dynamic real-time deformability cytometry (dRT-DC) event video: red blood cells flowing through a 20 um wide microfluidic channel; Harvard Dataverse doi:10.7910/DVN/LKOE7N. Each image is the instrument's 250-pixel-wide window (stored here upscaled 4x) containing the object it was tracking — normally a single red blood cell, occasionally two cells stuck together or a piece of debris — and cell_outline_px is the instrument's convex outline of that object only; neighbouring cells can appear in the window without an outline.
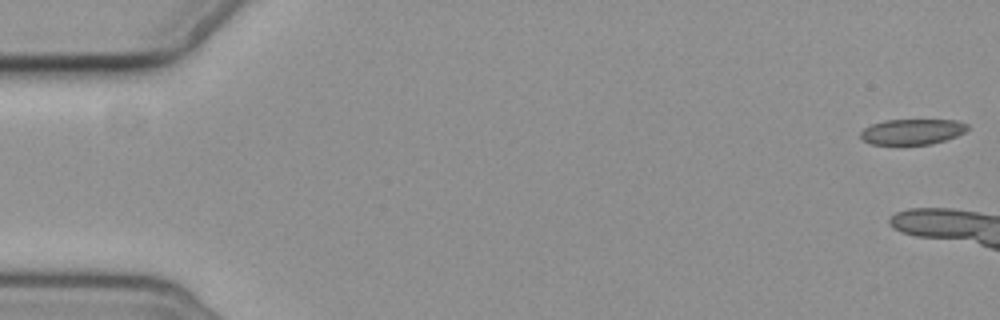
{"species": "common noctule bat (a hibernating species)", "species_latin": "Nyctalus noctula", "temperature_condition": "cold", "stored_images_in_passage": 3, "camera_frame_rate_fps": 3000, "um_per_image_px": 0.085, "animal": {"sex": "female", "body_mass_g": 19.3, "forearm_length_mm": 54.1}, "frame": {"image": 1, "passage_image": 1, "time_ms": 0.0, "image_size_px": [1000, 320], "cell_outline_px": [[968, 128], [964, 132], [956, 136], [932, 144], [872, 144], [864, 140], [860, 136], [860, 132], [864, 128], [872, 124], [884, 120], [956, 120], [968, 124]], "centroid_in_image_um": [77.54, 11.19], "position_along_channel_um": 7.5, "area_um2": 15.78}}